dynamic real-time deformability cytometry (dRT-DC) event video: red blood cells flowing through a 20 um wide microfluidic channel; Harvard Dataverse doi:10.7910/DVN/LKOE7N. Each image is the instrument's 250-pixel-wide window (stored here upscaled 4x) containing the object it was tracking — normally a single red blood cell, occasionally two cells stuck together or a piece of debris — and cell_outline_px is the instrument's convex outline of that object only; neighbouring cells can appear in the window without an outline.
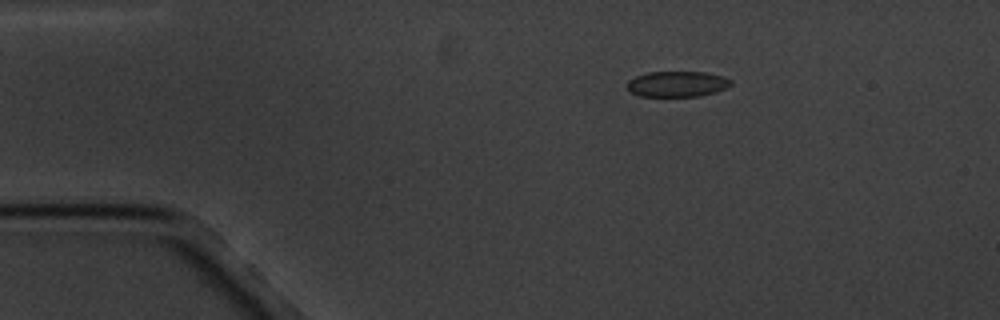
{"species": "common noctule bat (a hibernating species)", "species_latin": "Nyctalus noctula", "temperature_condition": "cold", "stored_images_in_passage": 4, "camera_frame_rate_fps": 3000, "um_per_image_px": 0.085, "animal": {"sex": "male", "body_mass_g": 20.1, "forearm_length_mm": 53.5}, "frame": {"image": 1, "passage_image": 1, "time_ms": 0.0, "image_size_px": [1000, 320], "cell_outline_px": [[732, 84], [716, 92], [700, 96], [640, 96], [628, 92], [624, 84], [628, 80], [636, 76], [648, 72], [704, 72], [724, 76], [732, 80]], "centroid_in_image_um": [57.51, 7.14], "position_along_channel_um": 27.5, "area_um2": 15.72}}